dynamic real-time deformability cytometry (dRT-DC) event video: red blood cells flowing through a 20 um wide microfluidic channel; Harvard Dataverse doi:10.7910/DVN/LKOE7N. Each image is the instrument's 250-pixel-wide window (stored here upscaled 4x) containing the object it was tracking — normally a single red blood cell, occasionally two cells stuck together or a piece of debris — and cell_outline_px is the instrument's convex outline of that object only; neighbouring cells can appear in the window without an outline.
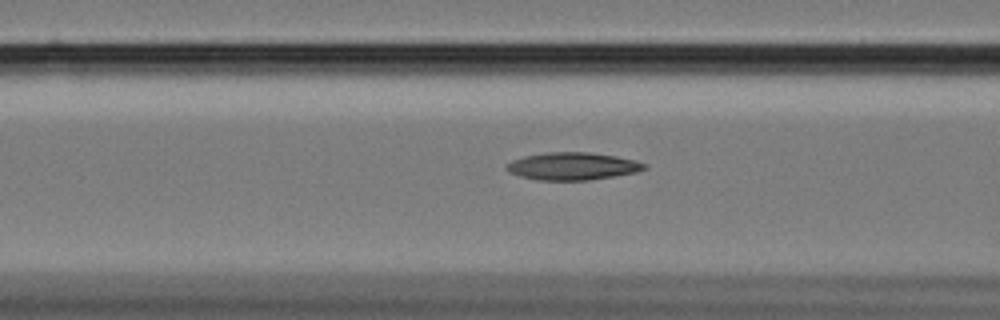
{"species": "Egyptian fruit bat (a non-hibernating species)", "species_latin": "Rousettus aegyptiacus", "temperature_condition": "cold", "stored_images_in_passage": 22, "camera_frame_rate_fps": 3000, "um_per_image_px": 0.085, "animal": {"sex": "female"}, "frame": {"image": 1, "passage_image": 16, "time_ms": 5.0, "image_size_px": [1000, 320], "cell_outline_px": [[648, 168], [636, 172], [588, 180], [536, 180], [520, 176], [508, 172], [504, 168], [512, 160], [524, 156], [544, 152], [588, 152], [616, 156], [636, 160], [648, 164]], "centroid_in_image_um": [48.66, 14.12], "position_along_channel_um": 117.9, "area_um2": 22.2}}
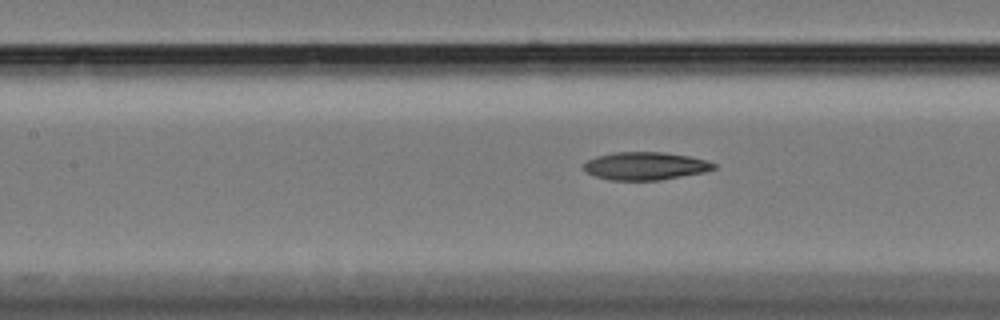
{"frame": {"image": 2, "passage_image": 19, "time_ms": 6.0, "image_size_px": [1000, 320], "cell_outline_px": [[716, 168], [704, 172], [660, 180], [608, 180], [596, 176], [588, 172], [584, 168], [584, 164], [588, 160], [596, 156], [612, 152], [664, 152], [688, 156], [708, 160], [716, 164]], "centroid_in_image_um": [54.87, 14.1], "position_along_channel_um": 152.5, "area_um2": 21.1}}